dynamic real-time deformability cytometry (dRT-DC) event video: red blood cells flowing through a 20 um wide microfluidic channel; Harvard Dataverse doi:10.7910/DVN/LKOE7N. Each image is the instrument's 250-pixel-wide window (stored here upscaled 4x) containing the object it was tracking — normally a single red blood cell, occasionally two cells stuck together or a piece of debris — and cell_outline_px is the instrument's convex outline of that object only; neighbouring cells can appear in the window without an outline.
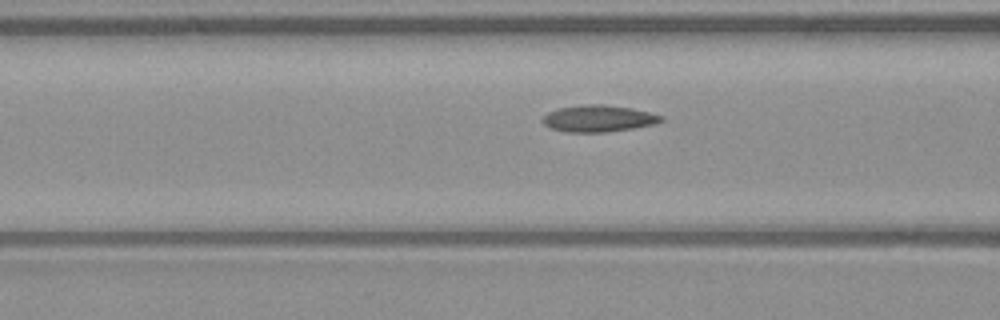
{"species": "common noctule bat (a hibernating species)", "species_latin": "Nyctalus noctula", "temperature_condition": "warm", "stored_images_in_passage": 15, "camera_frame_rate_fps": 3000, "um_per_image_px": 0.085, "animal": {"sex": "male", "body_mass_g": 23.1, "forearm_length_mm": 52.7}, "frame": {"image": 1, "passage_image": 13, "time_ms": 4.0, "image_size_px": [1000, 320], "cell_outline_px": [[664, 120], [656, 124], [632, 128], [604, 132], [564, 132], [548, 128], [540, 120], [548, 112], [560, 108], [588, 104], [604, 104], [632, 108], [664, 116]], "centroid_in_image_um": [50.86, 10.08], "position_along_channel_um": 115.7, "area_um2": 18.5}}